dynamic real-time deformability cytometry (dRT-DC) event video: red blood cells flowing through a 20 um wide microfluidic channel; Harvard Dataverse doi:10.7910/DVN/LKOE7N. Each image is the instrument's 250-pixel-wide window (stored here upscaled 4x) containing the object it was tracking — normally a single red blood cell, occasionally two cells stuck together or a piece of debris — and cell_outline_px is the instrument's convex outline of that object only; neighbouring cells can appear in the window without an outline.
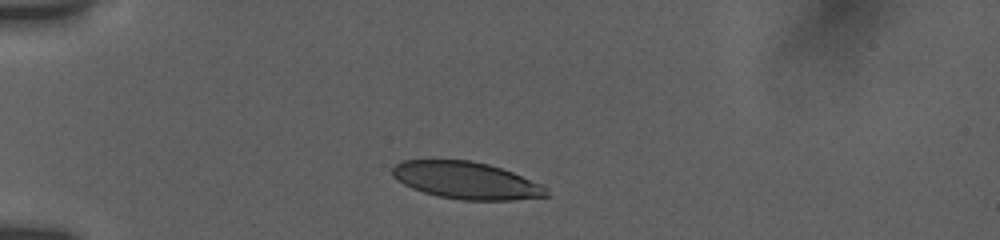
{"species": "human", "species_latin": "Homo sapiens", "temperature_condition": "room temperature", "stored_images_in_passage": 6, "camera_frame_rate_fps": 3000, "um_per_image_px": 0.085, "donor": {"sex": "female"}, "frame": {"image": 1, "passage_image": 1, "time_ms": 0.0, "image_size_px": [1000, 240], "cell_outline_px": [[552, 196], [512, 200], [460, 200], [440, 196], [424, 192], [412, 188], [404, 184], [392, 176], [392, 168], [396, 164], [404, 160], [472, 160], [488, 164], [512, 172], [540, 184], [548, 188]], "centroid_in_image_um": [39.66, 15.34], "position_along_channel_um": 45.3, "area_um2": 33.29}}
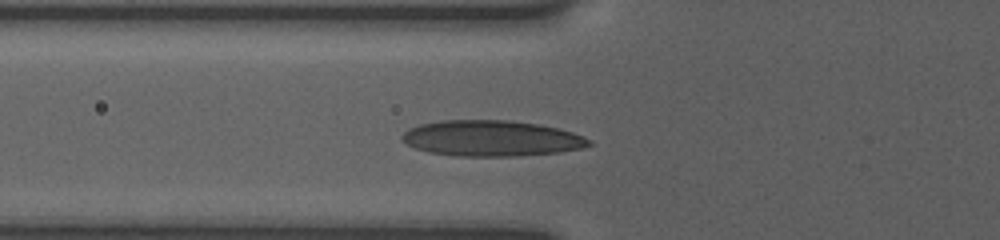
{"frame": {"image": 2, "passage_image": 5, "time_ms": 2.0, "image_size_px": [1000, 240], "cell_outline_px": [[592, 144], [580, 148], [560, 152], [516, 156], [456, 156], [428, 152], [416, 148], [408, 144], [400, 136], [408, 128], [420, 124], [444, 120], [508, 120], [536, 124], [556, 128], [572, 132], [592, 140]], "centroid_in_image_um": [41.76, 11.76], "position_along_channel_um": 84.0, "area_um2": 38.84}}